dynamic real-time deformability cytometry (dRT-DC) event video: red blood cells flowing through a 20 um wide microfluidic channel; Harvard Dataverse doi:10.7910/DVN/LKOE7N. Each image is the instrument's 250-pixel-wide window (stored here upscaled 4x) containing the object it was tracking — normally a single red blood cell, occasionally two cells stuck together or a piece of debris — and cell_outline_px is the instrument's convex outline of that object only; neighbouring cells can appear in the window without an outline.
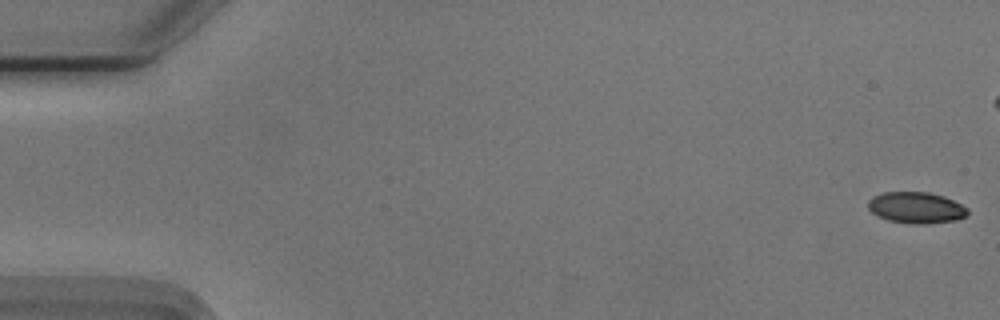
{"species": "Egyptian fruit bat (a non-hibernating species)", "species_latin": "Rousettus aegyptiacus", "temperature_condition": "cold", "stored_images_in_passage": 48, "camera_frame_rate_fps": 3000, "um_per_image_px": 0.085, "animal": {"sex": "male"}, "frame": {"image": 1, "passage_image": 1, "time_ms": 0.0, "image_size_px": [1000, 320], "cell_outline_px": [[968, 212], [964, 216], [956, 220], [928, 224], [912, 224], [888, 220], [876, 216], [868, 208], [868, 200], [872, 196], [884, 192], [928, 192], [944, 196], [968, 208]], "centroid_in_image_um": [77.84, 17.65], "position_along_channel_um": 7.2, "area_um2": 18.21}}
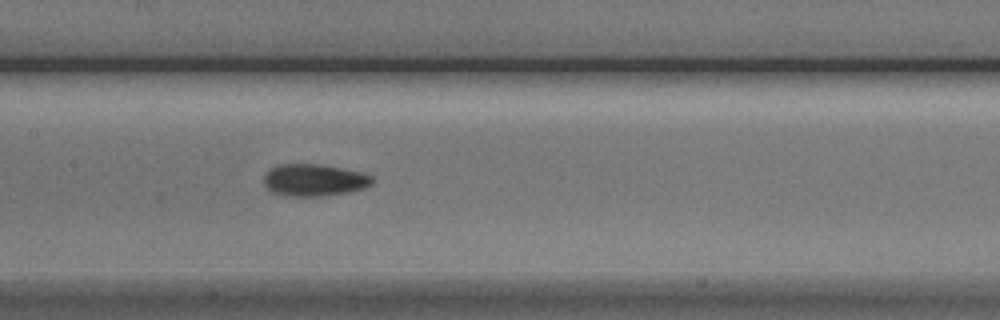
{"frame": {"image": 2, "passage_image": 27, "time_ms": 8.667, "image_size_px": [1000, 320], "cell_outline_px": [[372, 184], [364, 188], [348, 192], [320, 196], [288, 196], [272, 192], [264, 184], [264, 172], [268, 168], [276, 164], [320, 164], [360, 172], [372, 176]], "centroid_in_image_um": [26.64, 15.3], "position_along_channel_um": 180.8, "area_um2": 20.29}}
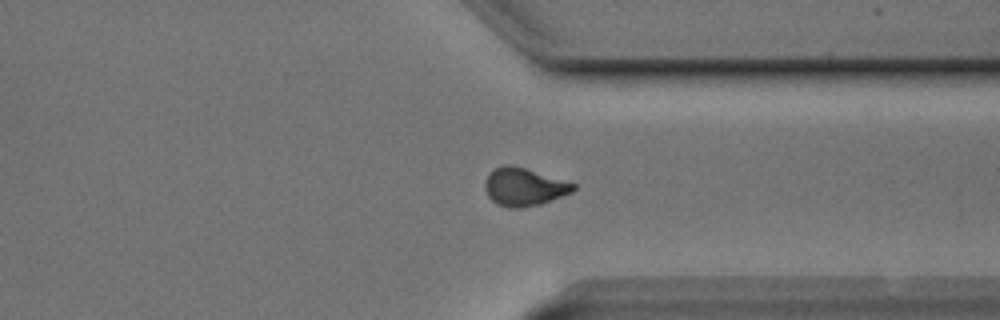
{"frame": {"image": 3, "passage_image": 42, "time_ms": 13.667, "image_size_px": [1000, 320], "cell_outline_px": [[576, 188], [572, 192], [540, 204], [520, 208], [508, 208], [496, 204], [488, 196], [484, 188], [484, 184], [488, 176], [496, 168], [504, 164], [508, 164], [524, 168], [576, 184]], "centroid_in_image_um": [44.52, 15.9], "position_along_channel_um": 366.9, "area_um2": 19.25}, "authors_computed_cell_mechanics": {"area_um2": 19.4497, "velocity_mm_per_s": 3.7359, "shape_relaxation_time_tau1_ms": 4.2793, "shape_relaxation_time_tau2_ms": 4.4939, "deformation_change_tau1": 0.1192, "deformation_change_tau2": 0.0848}}